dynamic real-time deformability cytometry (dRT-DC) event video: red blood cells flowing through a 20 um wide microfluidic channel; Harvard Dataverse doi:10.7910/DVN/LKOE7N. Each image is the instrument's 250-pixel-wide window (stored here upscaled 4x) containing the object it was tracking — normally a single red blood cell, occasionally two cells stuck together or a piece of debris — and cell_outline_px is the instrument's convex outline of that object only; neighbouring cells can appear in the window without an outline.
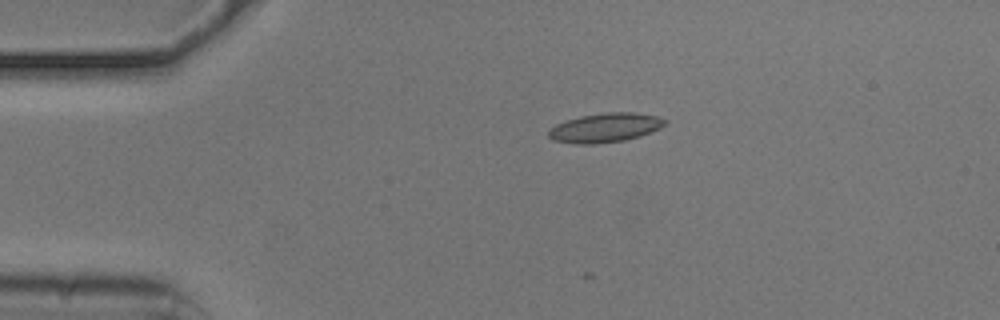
{"species": "common noctule bat (a hibernating species)", "species_latin": "Nyctalus noctula", "temperature_condition": "cold", "stored_images_in_passage": 44, "camera_frame_rate_fps": 3000, "um_per_image_px": 0.085, "animal": {"sex": "male", "body_mass_g": 20.5, "forearm_length_mm": 52.5}, "frame": {"image": 1, "passage_image": 1, "time_ms": 0.0, "image_size_px": [1000, 320], "cell_outline_px": [[668, 120], [660, 128], [640, 136], [624, 140], [592, 144], [576, 144], [552, 140], [548, 136], [548, 128], [556, 124], [580, 116], [604, 112], [636, 112], [656, 116]], "centroid_in_image_um": [51.41, 10.85], "position_along_channel_um": 33.6, "area_um2": 19.83}}
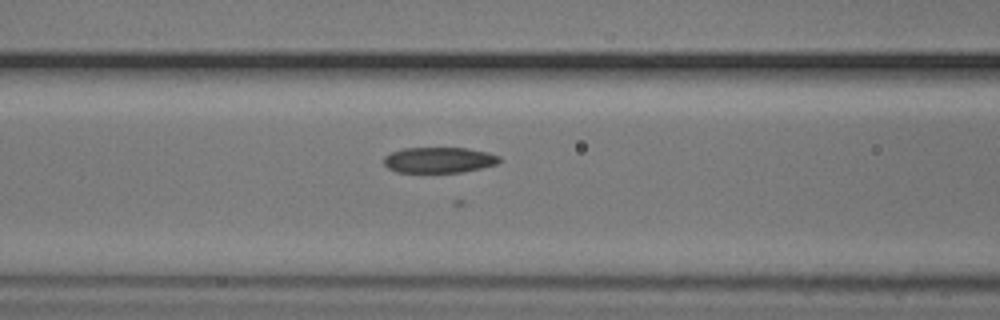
{"frame": {"image": 2, "passage_image": 12, "time_ms": 3.667, "image_size_px": [1000, 320], "cell_outline_px": [[500, 160], [496, 164], [480, 168], [460, 172], [396, 172], [388, 168], [384, 164], [384, 156], [392, 152], [404, 148], [468, 148], [488, 152], [500, 156]], "centroid_in_image_um": [37.3, 13.59], "position_along_channel_um": 129.3, "area_um2": 17.22}}
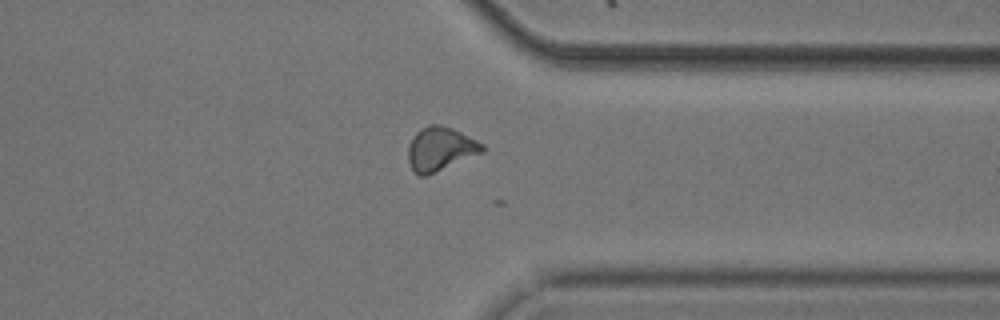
{"frame": {"image": 3, "passage_image": 32, "time_ms": 10.333, "image_size_px": [1000, 320], "cell_outline_px": [[484, 152], [424, 176], [420, 176], [412, 168], [408, 160], [408, 148], [416, 132], [420, 128], [428, 124], [440, 124], [452, 128], [484, 144]], "centroid_in_image_um": [37.43, 12.63], "position_along_channel_um": 374.0, "area_um2": 18.61}}